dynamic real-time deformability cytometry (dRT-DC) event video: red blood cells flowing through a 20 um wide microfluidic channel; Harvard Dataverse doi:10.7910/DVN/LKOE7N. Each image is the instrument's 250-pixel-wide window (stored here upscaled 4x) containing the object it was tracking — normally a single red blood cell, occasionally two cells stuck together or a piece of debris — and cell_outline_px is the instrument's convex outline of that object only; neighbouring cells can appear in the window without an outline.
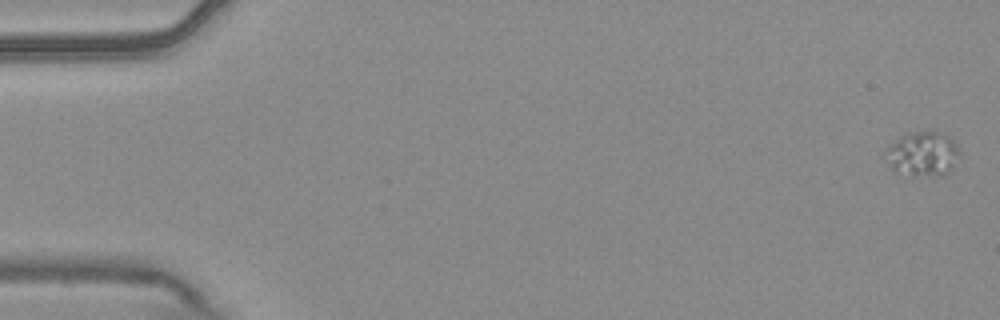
{"species": "common noctule bat (a hibernating species)", "species_latin": "Nyctalus noctula", "temperature_condition": "warm", "stored_images_in_passage": 6, "camera_frame_rate_fps": 3000, "um_per_image_px": 0.085, "animal": {"sex": "male", "body_mass_g": 20.4}, "frame": {"image": 1, "passage_image": 1, "time_ms": 0.0, "image_size_px": [1000, 320], "cell_outline_px": [[960, 152], [952, 168], [948, 172], [940, 176], [912, 176], [896, 172], [888, 164], [888, 148], [896, 140], [904, 136], [928, 128], [948, 136], [956, 144]], "centroid_in_image_um": [78.48, 13.09], "position_along_channel_um": 6.5, "area_um2": 19.02}}
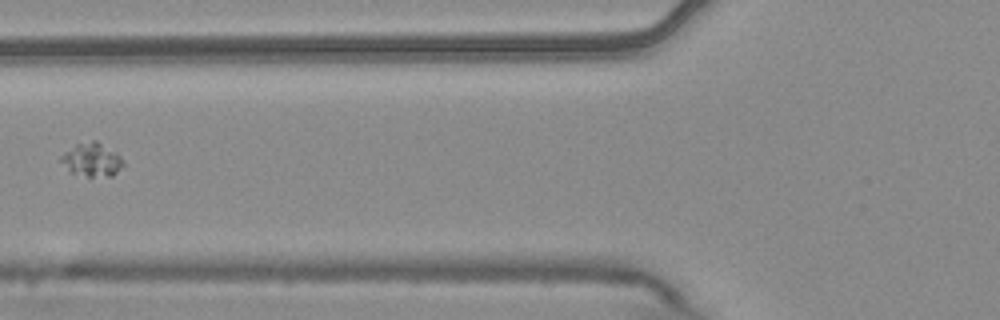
{"frame": {"image": 2, "passage_image": 6, "time_ms": 1.667, "image_size_px": [1000, 320], "cell_outline_px": [[124, 164], [112, 176], [88, 176], [68, 172], [60, 160], [60, 156], [64, 152], [76, 144], [92, 140], [96, 140], [116, 152], [120, 156]], "centroid_in_image_um": [7.78, 13.57], "position_along_channel_um": 118.0, "area_um2": 12.08}}